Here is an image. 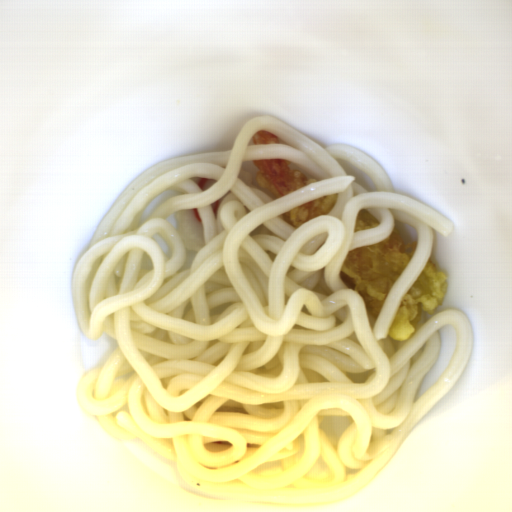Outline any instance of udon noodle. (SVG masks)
I'll return each instance as SVG.
<instances>
[{"label": "udon noodle", "instance_id": "1", "mask_svg": "<svg viewBox=\"0 0 512 512\" xmlns=\"http://www.w3.org/2000/svg\"><path fill=\"white\" fill-rule=\"evenodd\" d=\"M263 129L282 144L254 145ZM277 158L318 181L276 200L258 186L252 162ZM242 167L252 187L238 178ZM193 177L217 182L203 191ZM176 189L184 193L139 226L146 206ZM229 189L215 221L211 204ZM336 193L327 214L296 229L283 220ZM196 208L206 246L187 252L174 212ZM361 209L380 225L355 232ZM453 227L432 206L396 193L359 148L324 149L269 114L256 116L228 151L147 169L100 221L75 264L72 302L81 332L94 341L106 333L117 348L81 376L77 400L111 437L138 438L207 496L291 507L354 495L384 470L471 356L473 333L461 310L421 311L412 337L388 336L430 261L435 231L446 238ZM394 228L417 245L376 320L340 271L349 251ZM450 325L454 353L415 401L440 358L438 330Z\"/></svg>", "mask_w": 512, "mask_h": 512}]
</instances>
